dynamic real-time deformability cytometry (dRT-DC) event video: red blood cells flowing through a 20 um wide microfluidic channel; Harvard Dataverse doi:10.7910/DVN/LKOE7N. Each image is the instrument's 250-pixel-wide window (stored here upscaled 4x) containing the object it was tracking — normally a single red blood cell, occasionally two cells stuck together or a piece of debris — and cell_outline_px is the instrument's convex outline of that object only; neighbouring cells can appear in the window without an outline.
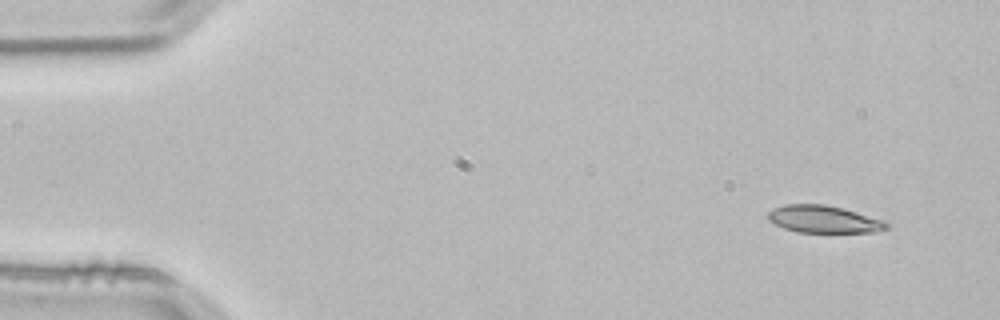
{"species": "common noctule bat (a hibernating species)", "species_latin": "Nyctalus noctula", "temperature_condition": "room temperature", "stored_images_in_passage": 3, "camera_frame_rate_fps": 3000, "um_per_image_px": 0.085, "animal": {"sex": "male", "body_mass_g": 21.5, "forearm_length_mm": 52.0}, "frame": {"image": 1, "passage_image": 1, "time_ms": 0.0, "image_size_px": [1000, 320], "cell_outline_px": [[892, 224], [888, 228], [876, 232], [796, 232], [784, 228], [768, 220], [768, 212], [772, 208], [784, 204], [824, 204], [844, 208], [884, 220]], "centroid_in_image_um": [70.04, 18.63], "position_along_channel_um": 15.0, "area_um2": 19.07}}